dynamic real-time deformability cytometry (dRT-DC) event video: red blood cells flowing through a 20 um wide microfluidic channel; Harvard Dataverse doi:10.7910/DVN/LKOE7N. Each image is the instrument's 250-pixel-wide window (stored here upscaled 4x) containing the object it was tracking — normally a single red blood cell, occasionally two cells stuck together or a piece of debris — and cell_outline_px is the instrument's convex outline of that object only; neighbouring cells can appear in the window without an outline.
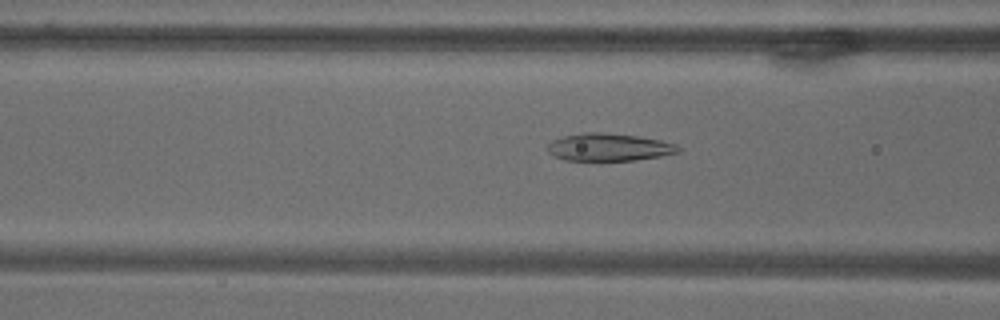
{"species": "common noctule bat (a hibernating species)", "species_latin": "Nyctalus noctula", "temperature_condition": "warm", "stored_images_in_passage": 69, "camera_frame_rate_fps": 3000, "um_per_image_px": 0.085, "animal": {"sex": "male", "body_mass_g": 18.8}, "frame": {"image": 1, "passage_image": 26, "time_ms": 8.333, "image_size_px": [1000, 320], "cell_outline_px": [[680, 152], [660, 156], [636, 160], [564, 160], [552, 156], [544, 148], [552, 140], [564, 136], [584, 132], [600, 132], [636, 136], [660, 140], [676, 144], [680, 148]], "centroid_in_image_um": [51.71, 12.51], "position_along_channel_um": 114.9, "area_um2": 21.04}}
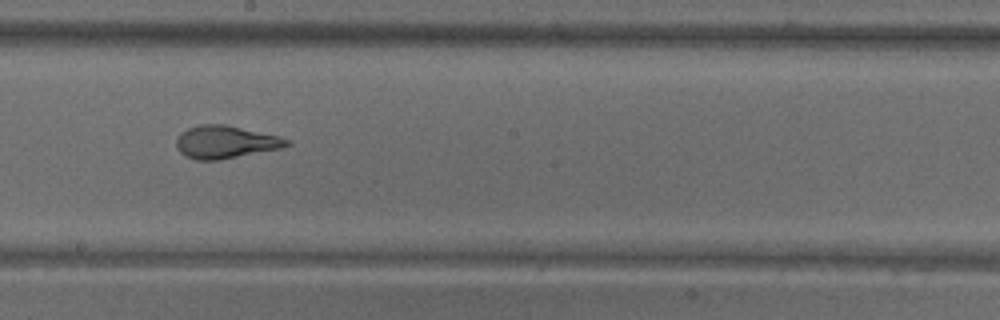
{"frame": {"image": 2, "passage_image": 38, "time_ms": 12.333, "image_size_px": [1000, 320], "cell_outline_px": [[292, 144], [280, 148], [216, 160], [196, 160], [184, 156], [176, 148], [176, 140], [180, 132], [188, 128], [200, 124], [224, 124], [280, 136], [292, 140]], "centroid_in_image_um": [19.15, 12.06], "position_along_channel_um": 229.1, "area_um2": 21.04}}
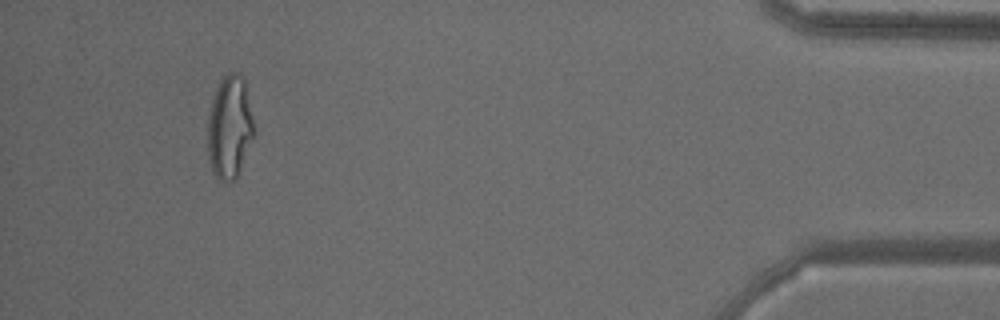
{"frame": {"image": 3, "passage_image": 64, "time_ms": 21.0, "image_size_px": [1000, 320], "cell_outline_px": [[252, 136], [236, 176], [232, 180], [224, 184], [212, 172], [208, 160], [208, 116], [212, 100], [216, 88], [220, 80], [228, 72], [236, 72], [244, 80], [252, 120]], "centroid_in_image_um": [19.45, 10.81], "position_along_channel_um": 415.7, "area_um2": 26.93}}